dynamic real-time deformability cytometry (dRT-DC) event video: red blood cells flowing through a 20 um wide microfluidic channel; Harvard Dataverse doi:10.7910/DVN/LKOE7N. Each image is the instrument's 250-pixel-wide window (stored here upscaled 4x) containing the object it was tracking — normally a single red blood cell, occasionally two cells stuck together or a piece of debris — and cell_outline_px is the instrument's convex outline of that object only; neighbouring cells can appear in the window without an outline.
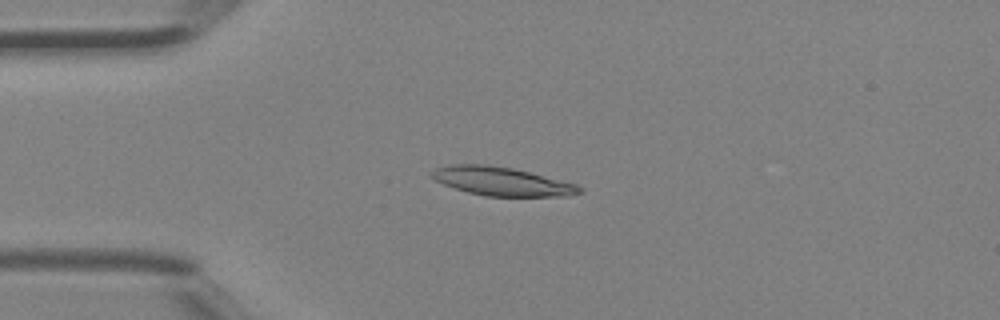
{"species": "Egyptian fruit bat (a non-hibernating species)", "species_latin": "Rousettus aegyptiacus", "temperature_condition": "room temperature", "stored_images_in_passage": 36, "camera_frame_rate_fps": 3000, "um_per_image_px": 0.085, "animal": {"sex": "female"}, "frame": {"image": 1, "passage_image": 1, "time_ms": 0.0, "image_size_px": [1000, 320], "cell_outline_px": [[584, 192], [568, 196], [484, 196], [468, 192], [444, 184], [436, 180], [432, 176], [432, 172], [436, 168], [452, 164], [488, 164], [512, 168], [576, 184], [584, 188]], "centroid_in_image_um": [42.69, 15.42], "position_along_channel_um": 42.3, "area_um2": 24.39}}
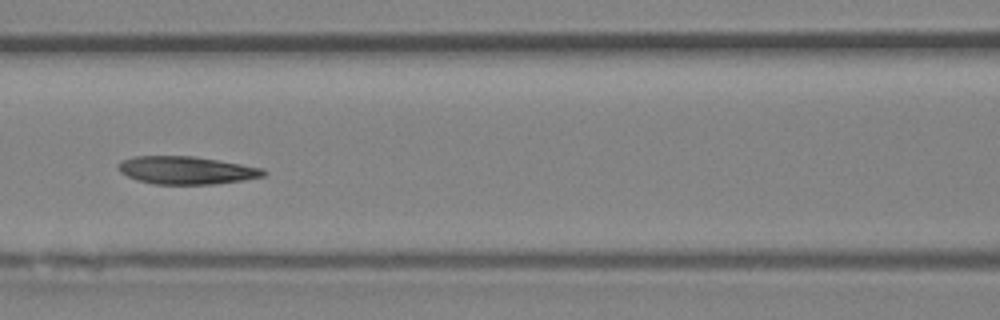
{"frame": {"image": 2, "passage_image": 10, "time_ms": 3.0, "image_size_px": [1000, 320], "cell_outline_px": [[268, 172], [264, 176], [244, 180], [216, 184], [152, 184], [136, 180], [120, 172], [116, 168], [116, 164], [124, 160], [136, 156], [192, 156], [264, 168]], "centroid_in_image_um": [15.83, 14.48], "position_along_channel_um": 150.8, "area_um2": 23.58}}
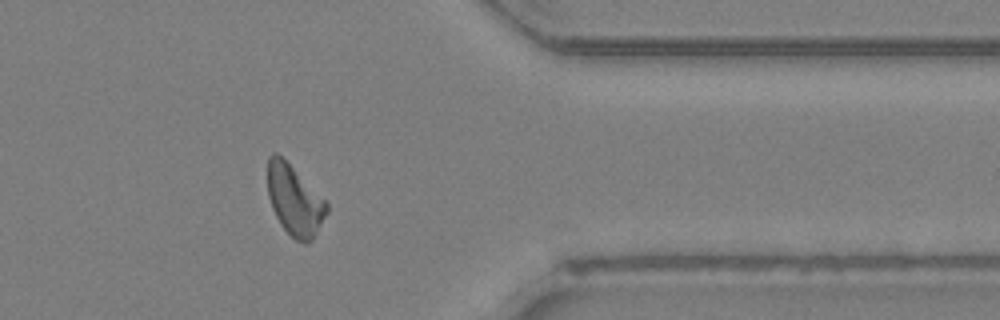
{"frame": {"image": 3, "passage_image": 27, "time_ms": 8.667, "image_size_px": [1000, 320], "cell_outline_px": [[328, 212], [312, 240], [308, 244], [304, 244], [296, 240], [280, 224], [272, 208], [268, 196], [268, 156], [272, 152], [276, 152], [328, 204]], "centroid_in_image_um": [25.02, 17.07], "position_along_channel_um": 386.4, "area_um2": 23.58}, "authors_computed_cell_mechanics": {"area_um2": 23.6691, "velocity_mm_per_s": 4.424, "shape_relaxation_time_tau1_ms": 10.0129, "shape_relaxation_time_tau2_ms": 5.2617, "deformation_change_tau1": 0.2488, "deformation_change_tau2": 0.1466}}